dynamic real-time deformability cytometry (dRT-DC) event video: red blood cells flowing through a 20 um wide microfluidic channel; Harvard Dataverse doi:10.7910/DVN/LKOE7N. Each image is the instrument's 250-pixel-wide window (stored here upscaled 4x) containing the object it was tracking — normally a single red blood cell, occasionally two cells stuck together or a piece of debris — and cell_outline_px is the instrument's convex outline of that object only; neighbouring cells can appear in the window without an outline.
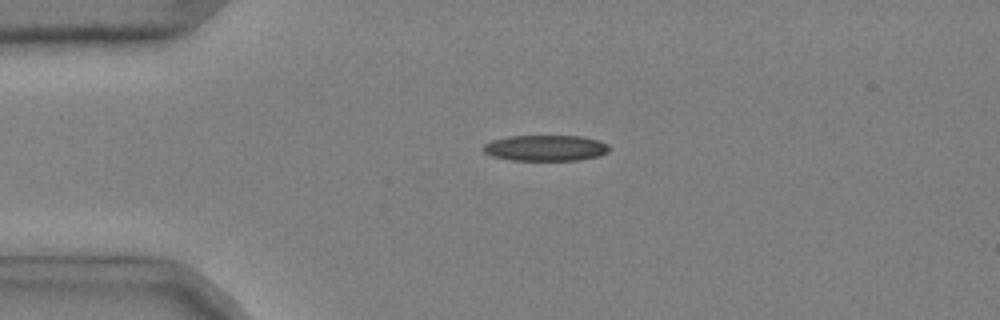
{"species": "common noctule bat (a hibernating species)", "species_latin": "Nyctalus noctula", "temperature_condition": "cold", "stored_images_in_passage": 41, "camera_frame_rate_fps": 3000, "um_per_image_px": 0.085, "animal": {"sex": "male", "body_mass_g": 20.4}, "frame": {"image": 1, "passage_image": 4, "time_ms": 1.0, "image_size_px": [1000, 320], "cell_outline_px": [[612, 148], [608, 152], [600, 156], [580, 160], [512, 160], [492, 156], [484, 152], [484, 144], [492, 140], [508, 136], [580, 136], [600, 140], [608, 144]], "centroid_in_image_um": [46.43, 12.58], "position_along_channel_um": 38.6, "area_um2": 19.13}}
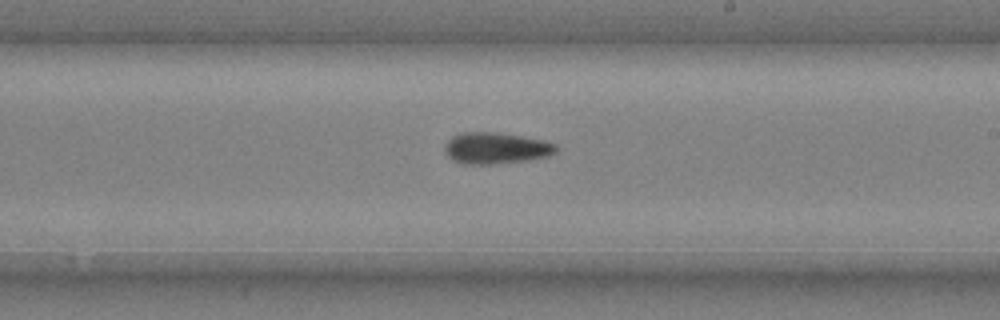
{"frame": {"image": 2, "passage_image": 23, "time_ms": 7.333, "image_size_px": [1000, 320], "cell_outline_px": [[560, 148], [556, 152], [548, 156], [524, 160], [488, 164], [464, 164], [452, 160], [444, 152], [444, 148], [448, 140], [452, 136], [460, 132], [496, 132], [544, 140], [556, 144]], "centroid_in_image_um": [42.14, 12.58], "position_along_channel_um": 246.9, "area_um2": 20.35}}
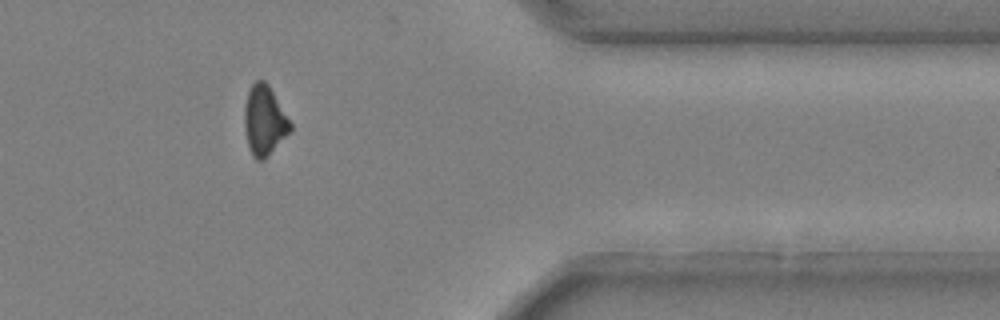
{"frame": {"image": 3, "passage_image": 36, "time_ms": 11.667, "image_size_px": [1000, 320], "cell_outline_px": [[292, 132], [264, 160], [256, 160], [252, 156], [248, 144], [244, 128], [244, 104], [248, 92], [252, 84], [256, 80], [264, 80], [268, 84], [292, 124]], "centroid_in_image_um": [22.48, 10.27], "position_along_channel_um": 388.9, "area_um2": 18.84}, "authors_computed_cell_mechanics": {"area_um2": 19.3052, "velocity_mm_per_s": 3.7247, "shape_relaxation_time_tau1_ms": 4.5765, "shape_relaxation_time_tau2_ms": null, "deformation_change_tau1": 0.1447, "deformation_change_tau2": null}}